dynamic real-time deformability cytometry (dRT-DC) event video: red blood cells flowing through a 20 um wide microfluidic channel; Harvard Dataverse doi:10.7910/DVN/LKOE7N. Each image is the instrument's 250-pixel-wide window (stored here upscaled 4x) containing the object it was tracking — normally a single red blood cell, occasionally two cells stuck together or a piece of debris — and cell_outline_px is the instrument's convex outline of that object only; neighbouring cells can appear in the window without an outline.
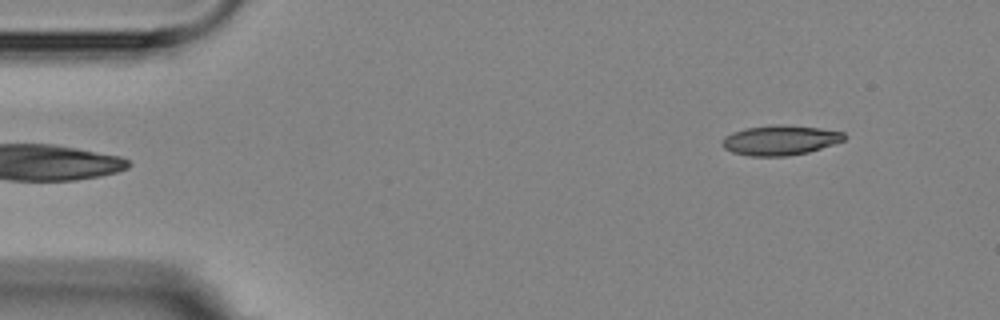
{"species": "Egyptian fruit bat (a non-hibernating species)", "species_latin": "Rousettus aegyptiacus", "temperature_condition": "room temperature", "stored_images_in_passage": 4, "segment_of_instrument_passage": [2, 2], "camera_frame_rate_fps": 3000, "um_per_image_px": 0.085, "animal": {"sex": "female"}, "frame": {"image": 1, "passage_image": 4, "time_ms": 4.333, "image_size_px": [1000, 320], "cell_outline_px": [[848, 136], [844, 140], [808, 152], [788, 156], [748, 156], [732, 152], [724, 148], [720, 144], [720, 140], [724, 136], [732, 132], [744, 128], [776, 124], [784, 124], [820, 128], [844, 132]], "centroid_in_image_um": [66.27, 11.91], "position_along_channel_um": 18.7, "area_um2": 21.5}}